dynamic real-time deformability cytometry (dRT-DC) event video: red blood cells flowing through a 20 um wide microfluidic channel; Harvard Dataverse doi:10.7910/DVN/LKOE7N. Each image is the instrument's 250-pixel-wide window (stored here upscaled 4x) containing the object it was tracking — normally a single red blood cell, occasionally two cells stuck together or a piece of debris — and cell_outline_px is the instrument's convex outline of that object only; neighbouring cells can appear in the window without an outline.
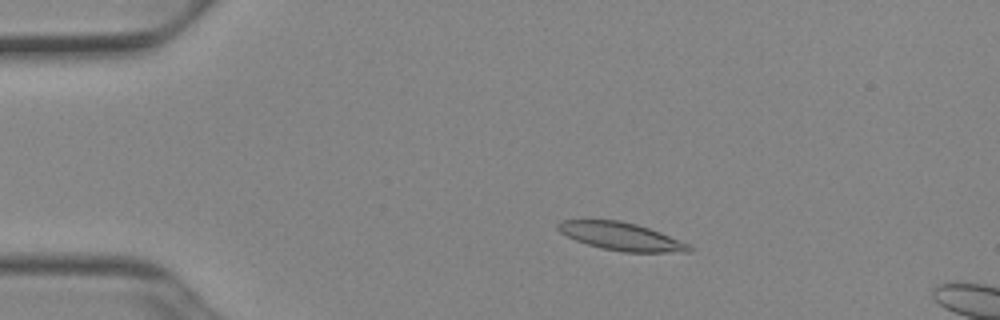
{"species": "Egyptian fruit bat (a non-hibernating species)", "species_latin": "Rousettus aegyptiacus", "temperature_condition": "cold", "stored_images_in_passage": 15, "camera_frame_rate_fps": 3000, "um_per_image_px": 0.085, "animal": {"sex": "female"}, "frame": {"image": 1, "passage_image": 11, "time_ms": 3.333, "image_size_px": [1000, 320], "cell_outline_px": [[692, 252], [624, 252], [604, 248], [588, 244], [576, 240], [560, 232], [556, 228], [556, 224], [560, 220], [620, 220], [636, 224], [660, 232], [688, 244], [692, 248]], "centroid_in_image_um": [52.78, 20.09], "position_along_channel_um": 32.2, "area_um2": 21.04}}